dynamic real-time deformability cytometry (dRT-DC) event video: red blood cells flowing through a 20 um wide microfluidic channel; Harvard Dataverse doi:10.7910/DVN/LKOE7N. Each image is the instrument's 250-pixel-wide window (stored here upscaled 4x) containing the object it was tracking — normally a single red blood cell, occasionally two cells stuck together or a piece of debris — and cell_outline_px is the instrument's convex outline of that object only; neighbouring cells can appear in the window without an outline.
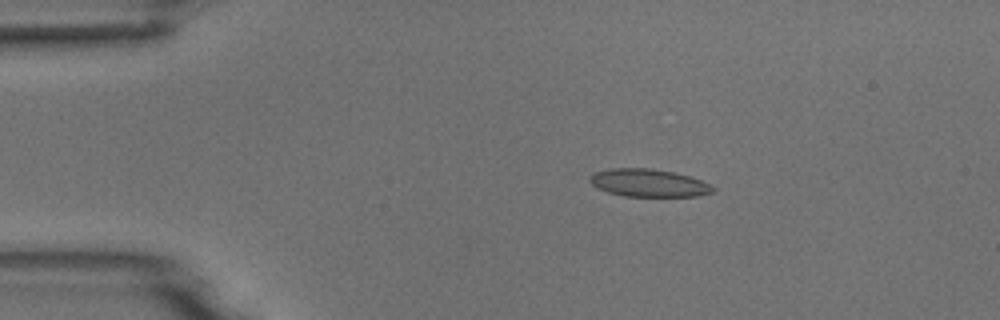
{"species": "common noctule bat (a hibernating species)", "species_latin": "Nyctalus noctula", "temperature_condition": "room temperature", "stored_images_in_passage": 8, "camera_frame_rate_fps": 3000, "um_per_image_px": 0.085, "animal": {"sex": "male", "body_mass_g": 18.8}, "frame": {"image": 1, "passage_image": 3, "time_ms": 2.333, "image_size_px": [1000, 320], "cell_outline_px": [[716, 188], [712, 192], [696, 196], [624, 196], [608, 192], [592, 184], [588, 180], [588, 176], [596, 172], [608, 168], [648, 168], [676, 172], [700, 180]], "centroid_in_image_um": [55.1, 15.54], "position_along_channel_um": 29.9, "area_um2": 19.77}}
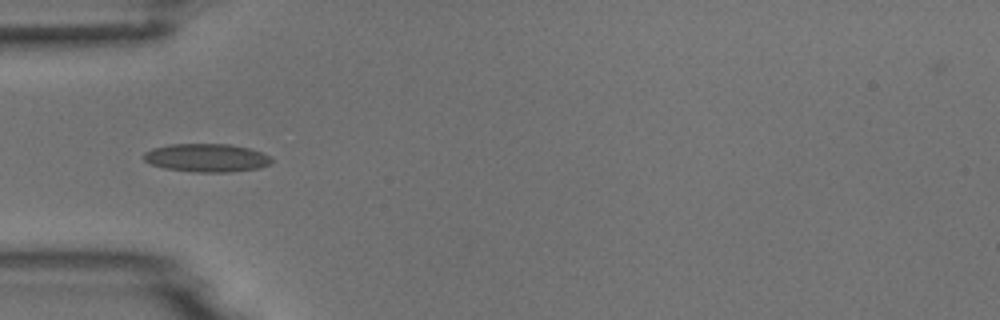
{"frame": {"image": 2, "passage_image": 5, "time_ms": 4.667, "image_size_px": [1000, 320], "cell_outline_px": [[272, 164], [260, 168], [232, 172], [192, 172], [164, 168], [152, 164], [144, 160], [144, 152], [152, 148], [172, 144], [232, 144], [248, 148], [260, 152], [268, 156], [272, 160]], "centroid_in_image_um": [17.57, 13.42], "position_along_channel_um": 67.4, "area_um2": 21.1}}